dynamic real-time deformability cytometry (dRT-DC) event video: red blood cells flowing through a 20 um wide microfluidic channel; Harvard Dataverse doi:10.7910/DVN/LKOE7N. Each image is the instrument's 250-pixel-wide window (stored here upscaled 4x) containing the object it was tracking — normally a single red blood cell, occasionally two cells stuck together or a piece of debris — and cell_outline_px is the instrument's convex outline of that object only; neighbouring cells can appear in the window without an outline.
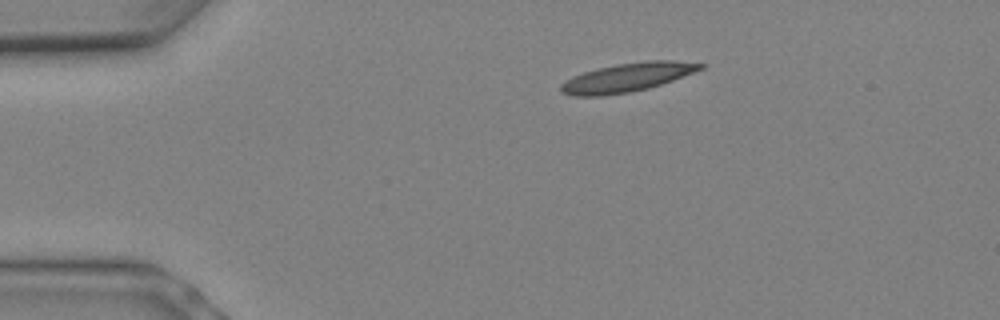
{"species": "Egyptian fruit bat (a non-hibernating species)", "species_latin": "Rousettus aegyptiacus", "temperature_condition": "warm", "stored_images_in_passage": 6, "camera_frame_rate_fps": 3000, "um_per_image_px": 0.085, "animal": {"sex": "female"}, "frame": {"image": 1, "passage_image": 1, "time_ms": 0.0, "image_size_px": [1000, 320], "cell_outline_px": [[704, 68], [696, 72], [648, 88], [628, 92], [600, 96], [572, 96], [560, 92], [560, 84], [572, 76], [596, 68], [616, 64], [648, 60], [672, 60], [704, 64]], "centroid_in_image_um": [53.28, 6.57], "position_along_channel_um": 31.7, "area_um2": 23.35}}
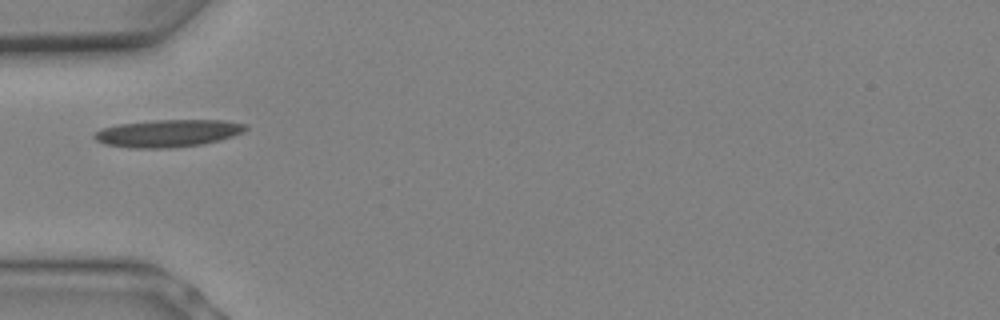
{"frame": {"image": 2, "passage_image": 4, "time_ms": 1.0, "image_size_px": [1000, 320], "cell_outline_px": [[248, 128], [244, 132], [220, 140], [204, 144], [168, 148], [128, 148], [104, 144], [96, 140], [92, 136], [100, 128], [120, 124], [152, 120], [224, 120], [248, 124]], "centroid_in_image_um": [14.28, 11.33], "position_along_channel_um": 70.7, "area_um2": 24.39}}